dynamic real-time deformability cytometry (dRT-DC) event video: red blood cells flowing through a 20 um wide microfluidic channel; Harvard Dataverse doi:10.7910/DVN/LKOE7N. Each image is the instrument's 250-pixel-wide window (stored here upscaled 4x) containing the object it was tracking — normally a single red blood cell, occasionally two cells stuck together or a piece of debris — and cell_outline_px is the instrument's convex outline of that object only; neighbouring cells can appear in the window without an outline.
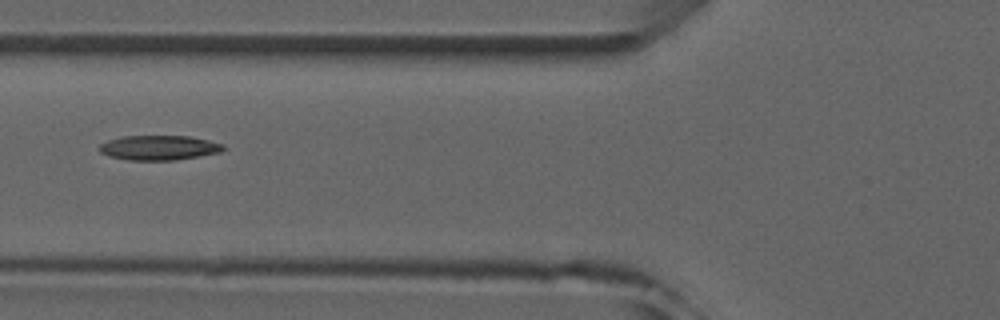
{"species": "common noctule bat (a hibernating species)", "species_latin": "Nyctalus noctula", "temperature_condition": "room temperature", "stored_images_in_passage": 7, "camera_frame_rate_fps": 3000, "um_per_image_px": 0.085, "animal": {"sex": "male", "forearm_length_mm": 52.5}, "frame": {"image": 1, "passage_image": 6, "time_ms": 5.667, "image_size_px": [1000, 320], "cell_outline_px": [[224, 148], [220, 152], [176, 160], [128, 160], [108, 156], [100, 152], [100, 144], [108, 140], [120, 136], [188, 136], [208, 140], [224, 144]], "centroid_in_image_um": [13.49, 12.55], "position_along_channel_um": 112.3, "area_um2": 17.8}}
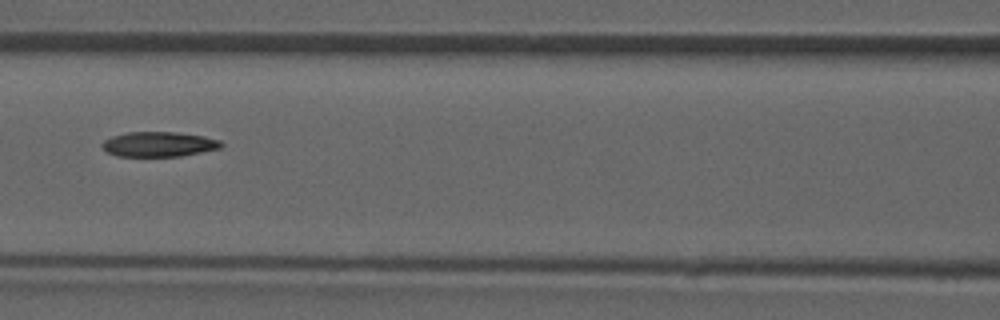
{"frame": {"image": 2, "passage_image": 7, "time_ms": 6.667, "image_size_px": [1000, 320], "cell_outline_px": [[224, 144], [220, 148], [180, 156], [116, 156], [108, 152], [100, 144], [104, 140], [112, 136], [128, 132], [176, 132], [204, 136], [220, 140]], "centroid_in_image_um": [13.5, 12.25], "position_along_channel_um": 153.1, "area_um2": 17.22}}